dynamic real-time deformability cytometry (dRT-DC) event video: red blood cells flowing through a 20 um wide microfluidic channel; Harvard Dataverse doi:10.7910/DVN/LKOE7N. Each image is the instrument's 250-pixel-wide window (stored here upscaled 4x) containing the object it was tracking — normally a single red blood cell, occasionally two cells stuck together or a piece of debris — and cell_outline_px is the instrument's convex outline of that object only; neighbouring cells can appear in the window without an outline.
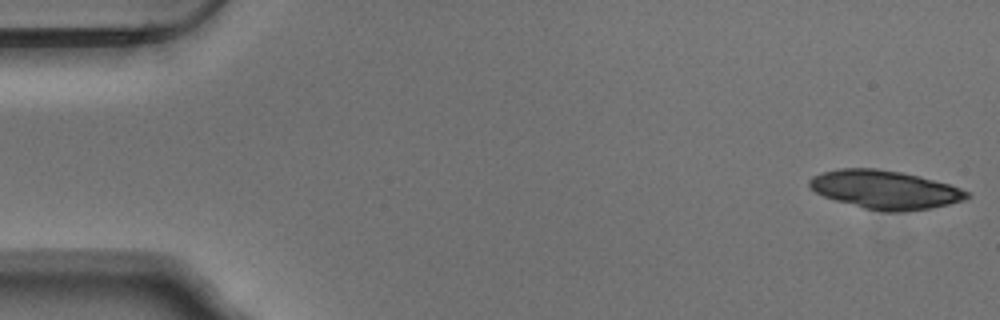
{"species": "Egyptian fruit bat (a non-hibernating species)", "species_latin": "Rousettus aegyptiacus", "temperature_condition": "warm", "stored_images_in_passage": 27, "camera_frame_rate_fps": 3000, "um_per_image_px": 0.085, "animal": {"sex": "male"}, "frame": {"image": 1, "passage_image": 1, "time_ms": 0.0, "image_size_px": [1000, 320], "cell_outline_px": [[972, 196], [964, 200], [932, 208], [900, 212], [884, 212], [864, 208], [836, 200], [824, 196], [808, 188], [808, 180], [812, 176], [824, 172], [840, 168], [876, 168], [900, 172], [920, 176], [948, 184], [972, 192]], "centroid_in_image_um": [75.24, 16.12], "position_along_channel_um": 9.8, "area_um2": 35.43}}
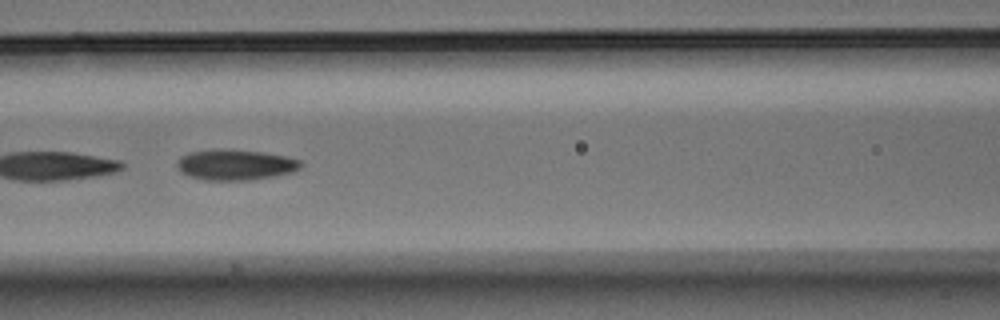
{"frame": {"image": 2, "passage_image": 23, "time_ms": 7.333, "image_size_px": [1000, 320], "cell_outline_px": [[304, 164], [296, 172], [276, 176], [252, 180], [204, 180], [188, 176], [180, 172], [176, 168], [176, 164], [180, 156], [192, 152], [228, 148], [260, 152], [288, 156], [300, 160]], "centroid_in_image_um": [20.04, 14.01], "position_along_channel_um": 146.6, "area_um2": 22.48}}